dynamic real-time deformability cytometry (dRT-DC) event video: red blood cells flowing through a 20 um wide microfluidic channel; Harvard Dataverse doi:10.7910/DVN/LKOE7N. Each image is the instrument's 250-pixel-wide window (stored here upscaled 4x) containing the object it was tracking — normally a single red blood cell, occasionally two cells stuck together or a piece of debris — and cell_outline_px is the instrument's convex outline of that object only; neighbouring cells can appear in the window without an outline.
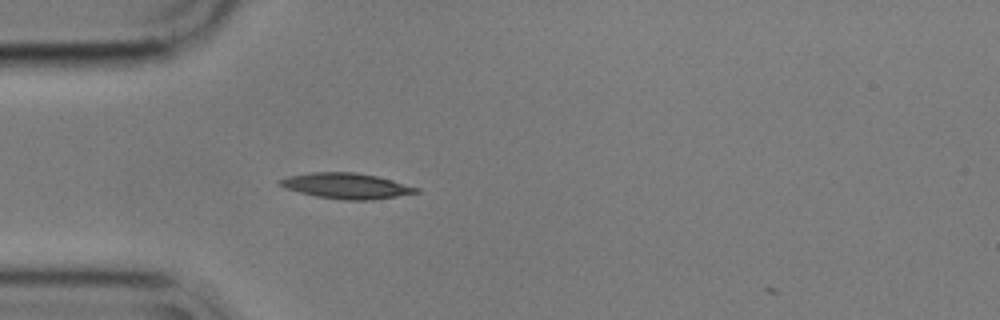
{"species": "common noctule bat (a hibernating species)", "species_latin": "Nyctalus noctula", "temperature_condition": "cold", "stored_images_in_passage": 41, "camera_frame_rate_fps": 3000, "um_per_image_px": 0.085, "animal": {"sex": "male", "body_mass_g": 17.9}, "frame": {"image": 1, "passage_image": 1, "time_ms": 0.0, "image_size_px": [1000, 320], "cell_outline_px": [[420, 192], [372, 200], [344, 200], [316, 196], [284, 188], [276, 184], [276, 180], [288, 176], [312, 172], [356, 172], [376, 176], [392, 180], [420, 188]], "centroid_in_image_um": [29.4, 15.79], "position_along_channel_um": 55.6, "area_um2": 20.4}}
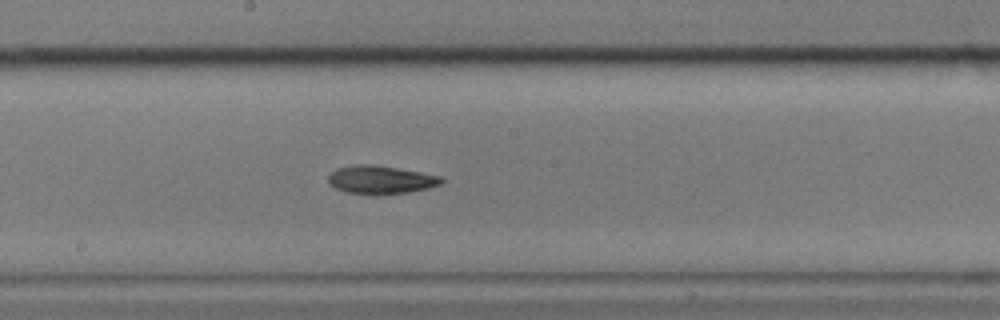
{"frame": {"image": 2, "passage_image": 15, "time_ms": 4.667, "image_size_px": [1000, 320], "cell_outline_px": [[444, 180], [440, 184], [428, 188], [408, 192], [372, 196], [344, 192], [328, 184], [328, 176], [336, 168], [356, 164], [372, 164], [444, 176]], "centroid_in_image_um": [32.33, 15.29], "position_along_channel_um": 215.9, "area_um2": 18.96}}
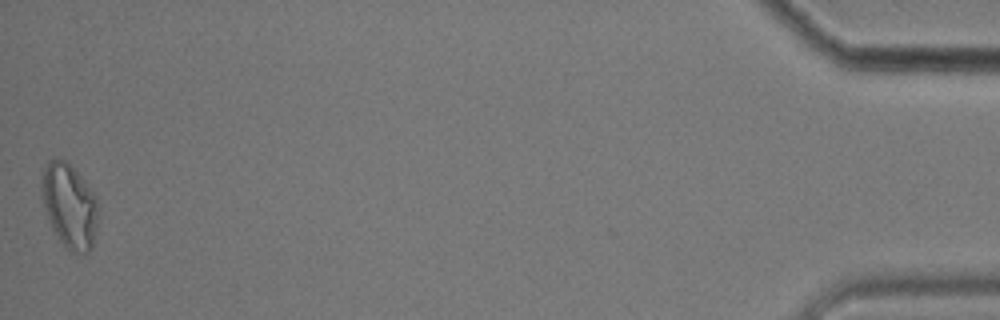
{"frame": {"image": 3, "passage_image": 41, "time_ms": 13.333, "image_size_px": [1000, 320], "cell_outline_px": [[100, 216], [92, 248], [88, 252], [72, 252], [60, 240], [52, 228], [48, 220], [40, 196], [40, 184], [44, 168], [48, 160], [56, 156], [64, 160], [84, 180], [96, 196]], "centroid_in_image_um": [5.9, 17.47], "position_along_channel_um": 429.3, "area_um2": 28.21}, "authors_computed_cell_mechanics": {"area_um2": 18.9584, "velocity_mm_per_s": 3.5402, "shape_relaxation_time_tau1_ms": 3.2267, "shape_relaxation_time_tau2_ms": null, "deformation_change_tau1": 0.1305, "deformation_change_tau2": null}}